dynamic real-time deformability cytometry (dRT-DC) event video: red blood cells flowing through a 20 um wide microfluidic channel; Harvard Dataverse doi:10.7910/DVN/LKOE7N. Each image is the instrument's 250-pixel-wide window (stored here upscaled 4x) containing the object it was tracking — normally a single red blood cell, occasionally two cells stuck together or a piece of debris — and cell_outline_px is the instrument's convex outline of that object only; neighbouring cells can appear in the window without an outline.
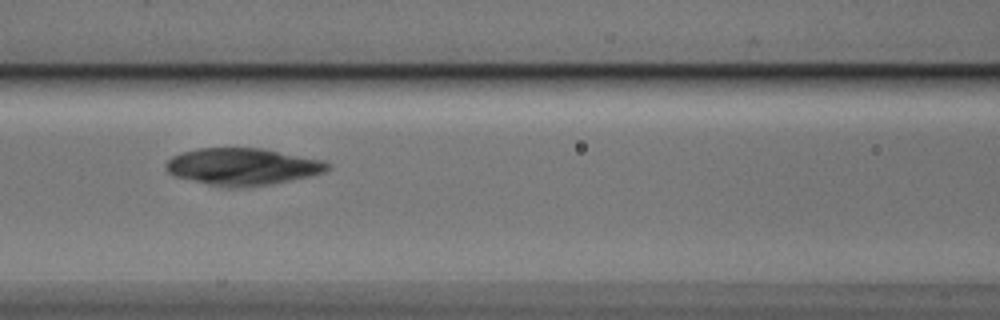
{"species": "Egyptian fruit bat (a non-hibernating species)", "species_latin": "Rousettus aegyptiacus", "temperature_condition": "cold", "stored_images_in_passage": 9, "camera_frame_rate_fps": 3000, "um_per_image_px": 0.085, "animal": {"sex": "male"}, "frame": {"image": 1, "passage_image": 7, "time_ms": 7.333, "image_size_px": [1000, 320], "cell_outline_px": [[332, 168], [324, 172], [308, 176], [268, 184], [212, 184], [176, 176], [168, 172], [164, 168], [164, 164], [172, 156], [180, 152], [196, 148], [260, 148], [324, 160], [332, 164]], "centroid_in_image_um": [20.63, 14.1], "position_along_channel_um": 146.0, "area_um2": 33.7}}
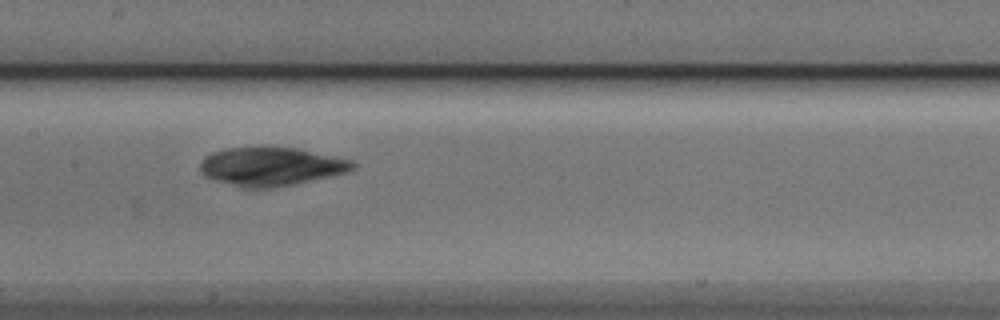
{"frame": {"image": 2, "passage_image": 8, "time_ms": 8.333, "image_size_px": [1000, 320], "cell_outline_px": [[356, 168], [348, 172], [296, 184], [272, 188], [240, 188], [204, 176], [200, 172], [200, 164], [212, 152], [228, 148], [260, 144], [296, 148], [352, 160], [356, 164]], "centroid_in_image_um": [23.04, 14.13], "position_along_channel_um": 184.4, "area_um2": 35.03}}